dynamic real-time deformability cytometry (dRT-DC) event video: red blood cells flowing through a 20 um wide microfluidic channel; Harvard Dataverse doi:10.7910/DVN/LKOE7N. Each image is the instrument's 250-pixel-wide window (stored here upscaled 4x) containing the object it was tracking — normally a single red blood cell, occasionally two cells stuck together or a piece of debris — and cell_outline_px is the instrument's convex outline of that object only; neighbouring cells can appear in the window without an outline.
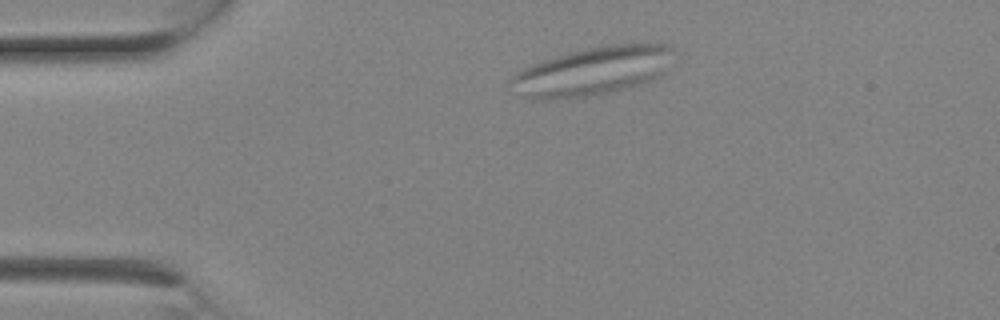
{"species": "Egyptian fruit bat (a non-hibernating species)", "species_latin": "Rousettus aegyptiacus", "temperature_condition": "room temperature", "stored_images_in_passage": 1, "camera_frame_rate_fps": 3000, "um_per_image_px": 0.085, "animal": {"sex": "female"}, "frame": {"image": 1, "passage_image": 1, "time_ms": 0.0, "image_size_px": [1000, 320], "cell_outline_px": [[672, 48], [664, 72], [656, 80], [612, 92], [588, 96], [544, 100], [528, 96], [508, 80], [516, 72], [532, 64], [556, 56], [588, 48], [612, 44], [664, 44]], "centroid_in_image_um": [50.41, 6.05], "position_along_channel_um": 34.6, "area_um2": 44.85}}